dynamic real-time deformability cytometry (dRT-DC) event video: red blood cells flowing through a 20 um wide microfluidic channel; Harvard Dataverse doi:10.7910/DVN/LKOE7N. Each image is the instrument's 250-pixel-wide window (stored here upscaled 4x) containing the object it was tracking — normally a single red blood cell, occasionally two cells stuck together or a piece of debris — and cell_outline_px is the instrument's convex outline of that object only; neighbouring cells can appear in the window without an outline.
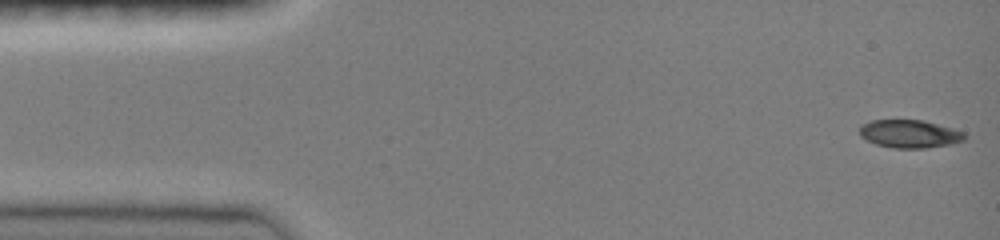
{"species": "common noctule bat (a hibernating species)", "species_latin": "Nyctalus noctula", "temperature_condition": "room temperature", "stored_images_in_passage": 47, "camera_frame_rate_fps": 3000, "um_per_image_px": 0.085, "animal": {"sex": "female", "body_mass_g": 19.0, "forearm_length_mm": 51.5}, "frame": {"image": 1, "passage_image": 1, "time_ms": 0.0, "image_size_px": [1000, 240], "cell_outline_px": [[968, 136], [964, 140], [952, 144], [924, 148], [892, 148], [876, 144], [860, 136], [860, 128], [864, 124], [872, 120], [924, 120], [952, 128], [964, 132]], "centroid_in_image_um": [77.36, 11.38], "position_along_channel_um": 7.6, "area_um2": 17.11}}
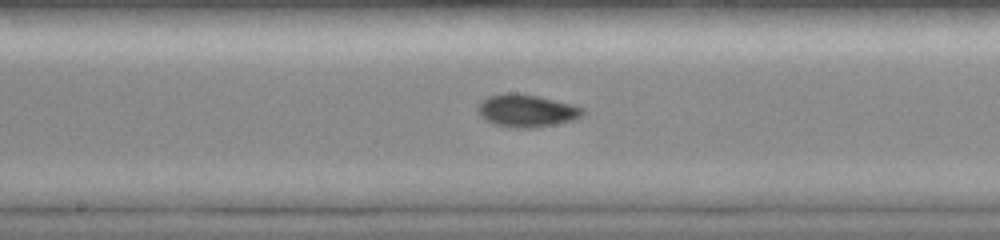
{"frame": {"image": 2, "passage_image": 24, "time_ms": 7.667, "image_size_px": [1000, 240], "cell_outline_px": [[584, 112], [580, 116], [572, 120], [556, 124], [532, 128], [516, 128], [492, 124], [480, 116], [476, 112], [476, 104], [480, 100], [488, 96], [504, 92], [516, 92], [536, 96], [572, 104], [584, 108]], "centroid_in_image_um": [44.67, 9.4], "position_along_channel_um": 203.5, "area_um2": 20.17}}
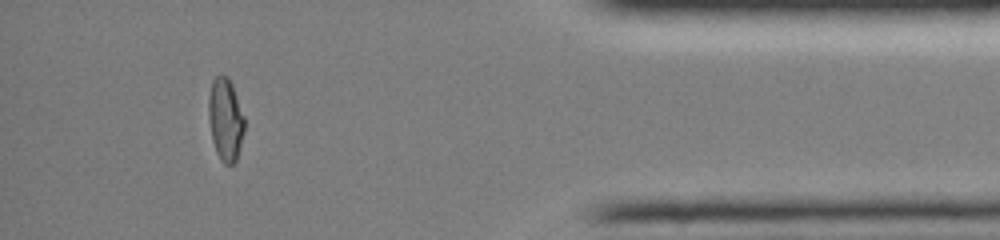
{"frame": {"image": 3, "passage_image": 42, "time_ms": 13.667, "image_size_px": [1000, 240], "cell_outline_px": [[244, 132], [236, 160], [232, 164], [224, 164], [220, 160], [216, 152], [212, 140], [208, 116], [208, 96], [212, 80], [216, 76], [228, 76], [232, 84], [244, 116]], "centroid_in_image_um": [19.15, 10.15], "position_along_channel_um": 416.1, "area_um2": 17.34}, "authors_computed_cell_mechanics": {"area_um2": 18.0914, "velocity_mm_per_s": 4.0938, "shape_relaxation_time_tau1_ms": null, "shape_relaxation_time_tau2_ms": 1.6153, "deformation_change_tau1": null, "deformation_change_tau2": 0.0389}}